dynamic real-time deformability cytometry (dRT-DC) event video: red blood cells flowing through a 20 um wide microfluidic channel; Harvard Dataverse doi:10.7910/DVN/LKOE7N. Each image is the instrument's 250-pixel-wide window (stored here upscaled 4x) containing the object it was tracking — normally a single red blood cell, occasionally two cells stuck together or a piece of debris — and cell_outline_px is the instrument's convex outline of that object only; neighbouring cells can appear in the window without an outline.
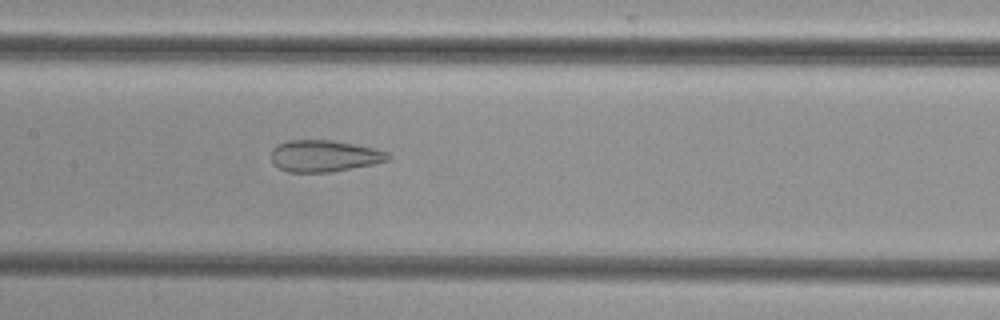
{"species": "common noctule bat (a hibernating species)", "species_latin": "Nyctalus noctula", "temperature_condition": "cold", "stored_images_in_passage": 30, "camera_frame_rate_fps": 3000, "um_per_image_px": 0.085, "animal": {"sex": "female", "body_mass_g": 29.2, "forearm_length_mm": 56.3}, "frame": {"image": 1, "passage_image": 13, "time_ms": 4.0, "image_size_px": [1000, 320], "cell_outline_px": [[392, 156], [388, 160], [372, 164], [332, 172], [288, 172], [272, 164], [272, 148], [288, 140], [332, 140], [376, 148], [388, 152]], "centroid_in_image_um": [27.57, 13.25], "position_along_channel_um": 179.8, "area_um2": 21.56}}
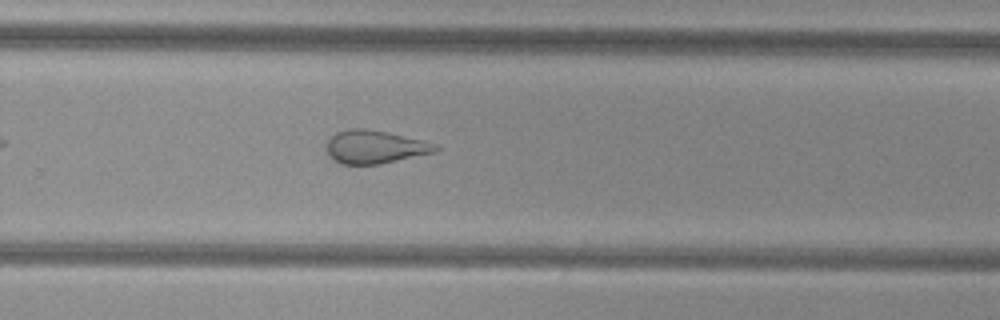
{"frame": {"image": 2, "passage_image": 22, "time_ms": 7.0, "image_size_px": [1000, 320], "cell_outline_px": [[440, 148], [432, 152], [380, 164], [340, 164], [324, 148], [328, 140], [336, 132], [348, 128], [364, 128], [388, 132], [424, 140]], "centroid_in_image_um": [31.81, 12.47], "position_along_channel_um": 298.0, "area_um2": 20.81}}